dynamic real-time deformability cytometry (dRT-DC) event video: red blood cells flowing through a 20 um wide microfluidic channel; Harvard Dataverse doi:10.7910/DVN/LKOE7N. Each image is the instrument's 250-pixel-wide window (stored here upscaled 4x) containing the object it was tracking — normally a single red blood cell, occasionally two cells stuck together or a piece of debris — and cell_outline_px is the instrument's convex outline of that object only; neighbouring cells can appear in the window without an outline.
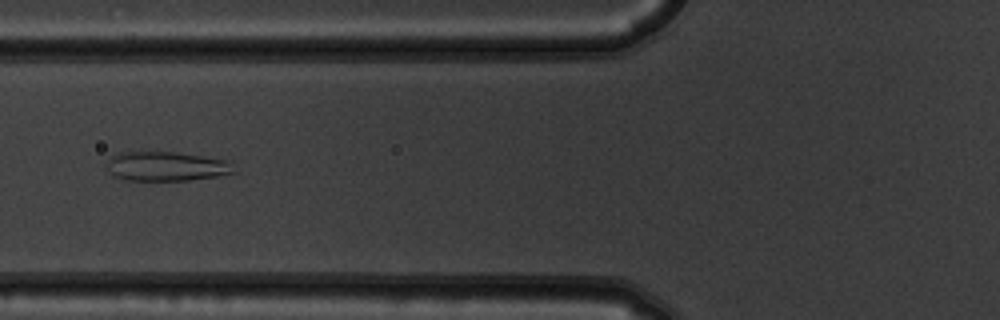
{"species": "common noctule bat (a hibernating species)", "species_latin": "Nyctalus noctula", "temperature_condition": "warm", "stored_images_in_passage": 9, "camera_frame_rate_fps": 3000, "um_per_image_px": 0.085, "animal": {"sex": "male", "body_mass_g": 19.5, "forearm_length_mm": 54.6}, "frame": {"image": 1, "passage_image": 6, "time_ms": 1.667, "image_size_px": [1000, 320], "cell_outline_px": [[236, 172], [216, 176], [188, 180], [124, 180], [112, 176], [108, 168], [108, 160], [112, 156], [120, 152], [172, 152], [200, 156], [224, 160], [232, 164]], "centroid_in_image_um": [14.1, 14.14], "position_along_channel_um": 111.7, "area_um2": 21.44}}